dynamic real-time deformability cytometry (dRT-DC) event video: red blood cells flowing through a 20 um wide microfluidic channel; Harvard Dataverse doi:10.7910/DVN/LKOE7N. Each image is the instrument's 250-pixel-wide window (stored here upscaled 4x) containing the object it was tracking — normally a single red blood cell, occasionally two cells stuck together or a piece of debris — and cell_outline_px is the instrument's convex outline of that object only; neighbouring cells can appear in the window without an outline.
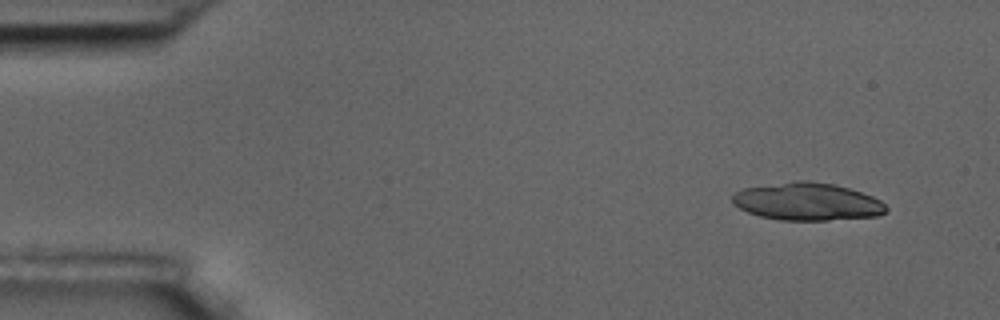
{"species": "common noctule bat (a hibernating species)", "species_latin": "Nyctalus noctula", "temperature_condition": "room temperature", "stored_images_in_passage": 9, "camera_frame_rate_fps": 3000, "um_per_image_px": 0.085, "animal": {"sex": "male", "body_mass_g": 17.5, "forearm_length_mm": 52.3}, "frame": {"image": 1, "passage_image": 1, "time_ms": 0.0, "image_size_px": [1000, 320], "cell_outline_px": [[888, 208], [880, 216], [828, 220], [780, 220], [760, 216], [748, 212], [732, 204], [732, 196], [736, 192], [744, 188], [796, 180], [808, 180], [832, 184], [848, 188], [872, 196], [880, 200]], "centroid_in_image_um": [68.61, 17.14], "position_along_channel_um": 16.4, "area_um2": 33.64}}
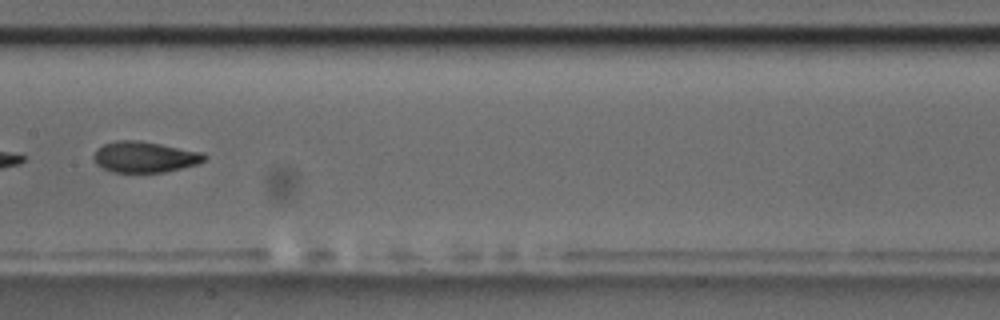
{"frame": {"image": 2, "passage_image": 8, "time_ms": 8.0, "image_size_px": [1000, 320], "cell_outline_px": [[208, 156], [200, 164], [164, 172], [112, 172], [96, 164], [92, 156], [96, 148], [104, 144], [116, 140], [140, 140], [204, 152]], "centroid_in_image_um": [12.31, 13.33], "position_along_channel_um": 195.1, "area_um2": 20.23}}
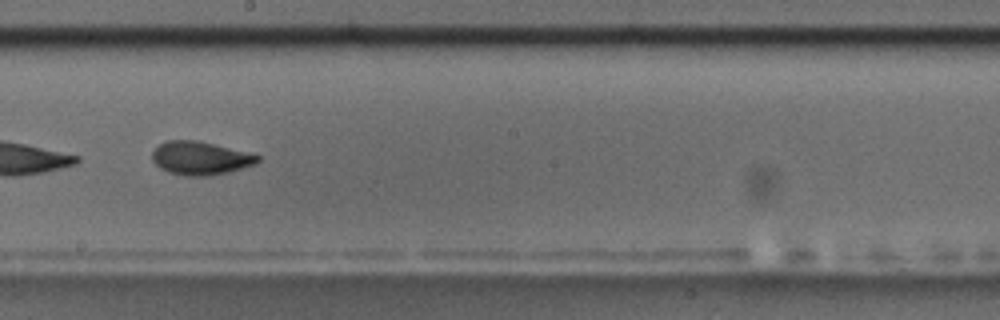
{"frame": {"image": 3, "passage_image": 9, "time_ms": 9.0, "image_size_px": [1000, 320], "cell_outline_px": [[260, 160], [256, 164], [228, 172], [208, 176], [184, 176], [168, 172], [160, 168], [152, 160], [152, 152], [160, 144], [168, 140], [196, 140], [260, 156]], "centroid_in_image_um": [16.99, 13.46], "position_along_channel_um": 231.2, "area_um2": 20.23}}